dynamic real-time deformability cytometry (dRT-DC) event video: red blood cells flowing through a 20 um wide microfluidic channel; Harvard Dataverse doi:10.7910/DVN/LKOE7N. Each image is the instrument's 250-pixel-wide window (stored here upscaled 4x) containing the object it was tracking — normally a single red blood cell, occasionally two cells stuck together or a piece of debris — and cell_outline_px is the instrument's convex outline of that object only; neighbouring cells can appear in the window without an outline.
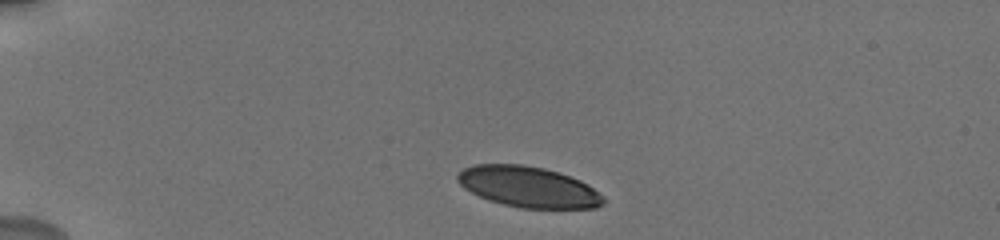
{"species": "human", "species_latin": "Homo sapiens", "temperature_condition": "cold", "stored_images_in_passage": 19, "camera_frame_rate_fps": 3000, "um_per_image_px": 0.085, "donor": {"sex": "male"}, "frame": {"image": 1, "passage_image": 1, "time_ms": 0.0, "image_size_px": [1000, 240], "cell_outline_px": [[604, 204], [596, 208], [520, 208], [488, 200], [464, 188], [456, 180], [456, 176], [464, 168], [472, 164], [520, 164], [544, 168], [580, 180], [588, 184], [604, 196]], "centroid_in_image_um": [44.91, 15.89], "position_along_channel_um": 40.1, "area_um2": 34.62}}
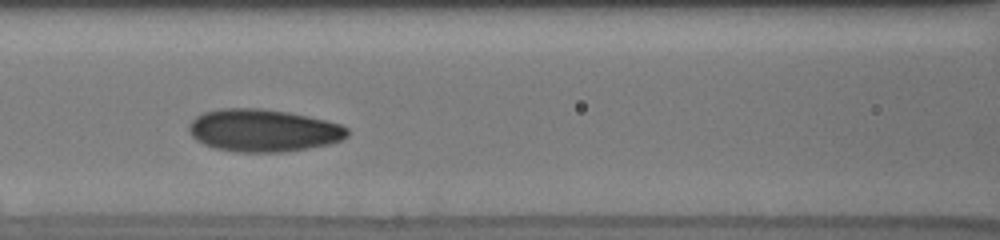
{"frame": {"image": 2, "passage_image": 5, "time_ms": 4.333, "image_size_px": [1000, 240], "cell_outline_px": [[348, 136], [340, 140], [328, 144], [308, 148], [280, 152], [236, 152], [216, 148], [204, 144], [196, 140], [188, 132], [188, 124], [196, 116], [204, 112], [220, 108], [260, 108], [288, 112], [308, 116], [340, 124], [348, 128]], "centroid_in_image_um": [22.34, 11.08], "position_along_channel_um": 144.3, "area_um2": 39.25}}
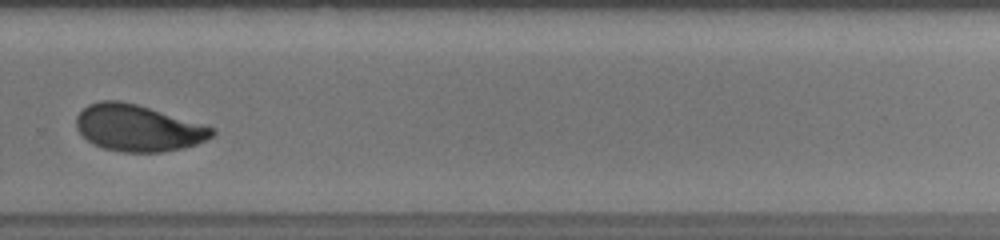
{"frame": {"image": 3, "passage_image": 10, "time_ms": 9.0, "image_size_px": [1000, 240], "cell_outline_px": [[216, 132], [208, 140], [184, 148], [164, 152], [124, 152], [104, 148], [92, 144], [76, 128], [76, 116], [88, 104], [100, 100], [120, 100], [136, 104], [216, 128]], "centroid_in_image_um": [11.74, 10.88], "position_along_channel_um": 318.1, "area_um2": 36.82}, "authors_computed_cell_mechanics": {"area_um2": 36.5874, "velocity_mm_per_s": 3.7376, "shape_relaxation_time_tau1_ms": 3.2085, "shape_relaxation_time_tau2_ms": 1.0812, "deformation_change_tau1": 0.1176, "deformation_change_tau2": 0.0475}}